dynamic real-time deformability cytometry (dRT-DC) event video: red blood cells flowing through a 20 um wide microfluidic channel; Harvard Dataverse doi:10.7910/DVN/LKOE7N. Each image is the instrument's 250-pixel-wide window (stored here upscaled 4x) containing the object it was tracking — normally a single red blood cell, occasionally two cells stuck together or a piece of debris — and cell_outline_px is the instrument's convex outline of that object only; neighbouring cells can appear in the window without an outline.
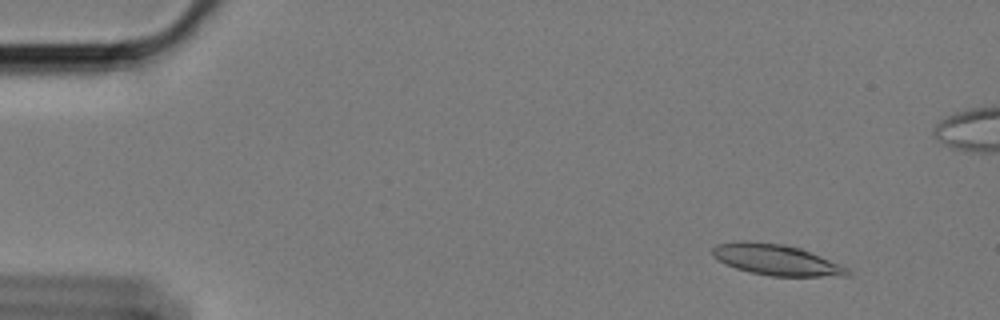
{"species": "Egyptian fruit bat (a non-hibernating species)", "species_latin": "Rousettus aegyptiacus", "temperature_condition": "cold", "stored_images_in_passage": 18, "camera_frame_rate_fps": 3000, "um_per_image_px": 0.085, "animal": {"sex": "female"}, "frame": {"image": 1, "passage_image": 6, "time_ms": 1.667, "image_size_px": [1000, 320], "cell_outline_px": [[852, 276], [772, 276], [752, 272], [736, 268], [724, 264], [712, 256], [712, 248], [716, 244], [740, 240], [784, 244], [800, 248], [840, 264], [848, 268], [852, 272]], "centroid_in_image_um": [65.97, 22.08], "position_along_channel_um": 19.0, "area_um2": 24.33}}